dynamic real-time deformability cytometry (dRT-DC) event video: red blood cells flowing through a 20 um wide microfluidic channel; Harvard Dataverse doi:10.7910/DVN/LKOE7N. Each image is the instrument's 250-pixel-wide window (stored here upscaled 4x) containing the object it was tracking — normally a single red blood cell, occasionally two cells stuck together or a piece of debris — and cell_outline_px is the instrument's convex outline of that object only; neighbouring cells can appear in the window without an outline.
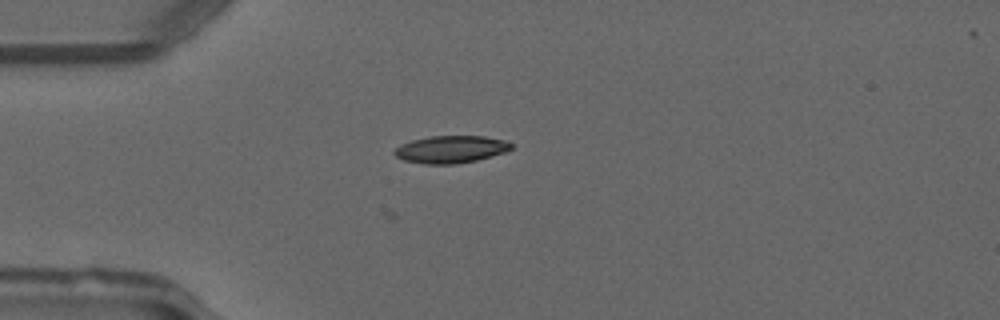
{"species": "common noctule bat (a hibernating species)", "species_latin": "Nyctalus noctula", "temperature_condition": "warm", "stored_images_in_passage": 41, "camera_frame_rate_fps": 3000, "um_per_image_px": 0.085, "animal": {"sex": "male", "forearm_length_mm": 52.5}, "frame": {"image": 1, "passage_image": 5, "time_ms": 1.333, "image_size_px": [1000, 320], "cell_outline_px": [[512, 148], [504, 152], [476, 160], [456, 164], [424, 164], [404, 160], [396, 156], [392, 152], [400, 144], [412, 140], [428, 136], [484, 136], [504, 140], [512, 144]], "centroid_in_image_um": [38.28, 12.69], "position_along_channel_um": 46.7, "area_um2": 18.55}}
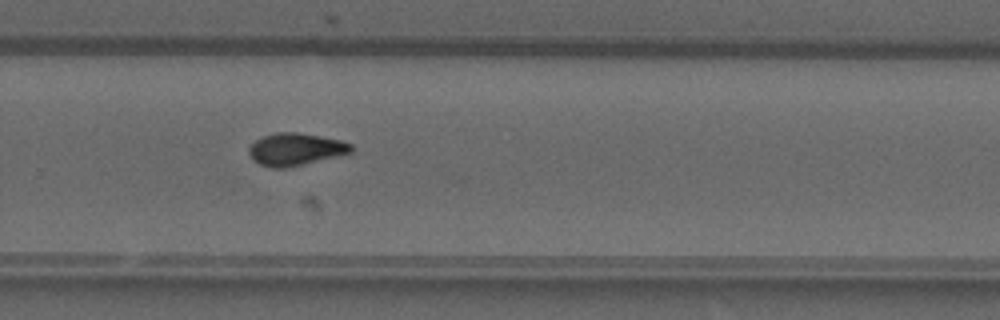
{"frame": {"image": 2, "passage_image": 25, "time_ms": 8.0, "image_size_px": [1000, 320], "cell_outline_px": [[356, 148], [352, 152], [344, 156], [288, 168], [272, 168], [260, 164], [252, 160], [248, 152], [248, 148], [256, 140], [264, 136], [276, 132], [296, 132], [320, 136], [340, 140], [352, 144]], "centroid_in_image_um": [25.18, 12.71], "position_along_channel_um": 304.6, "area_um2": 19.77}}
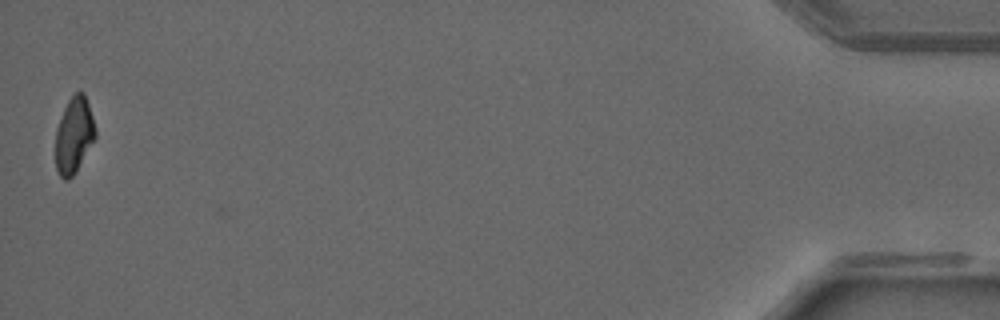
{"frame": {"image": 3, "passage_image": 41, "time_ms": 13.333, "image_size_px": [1000, 320], "cell_outline_px": [[96, 136], [76, 172], [68, 180], [64, 180], [60, 176], [56, 168], [56, 128], [64, 108], [68, 100], [76, 92], [84, 92], [96, 128]], "centroid_in_image_um": [6.29, 11.5], "position_along_channel_um": 428.9, "area_um2": 17.51}, "authors_computed_cell_mechanics": {"area_um2": 18.9006, "velocity_mm_per_s": 4.14, "shape_relaxation_time_tau1_ms": 6.5297, "shape_relaxation_time_tau2_ms": 2.6483, "deformation_change_tau1": 0.197, "deformation_change_tau2": 0.0715}}